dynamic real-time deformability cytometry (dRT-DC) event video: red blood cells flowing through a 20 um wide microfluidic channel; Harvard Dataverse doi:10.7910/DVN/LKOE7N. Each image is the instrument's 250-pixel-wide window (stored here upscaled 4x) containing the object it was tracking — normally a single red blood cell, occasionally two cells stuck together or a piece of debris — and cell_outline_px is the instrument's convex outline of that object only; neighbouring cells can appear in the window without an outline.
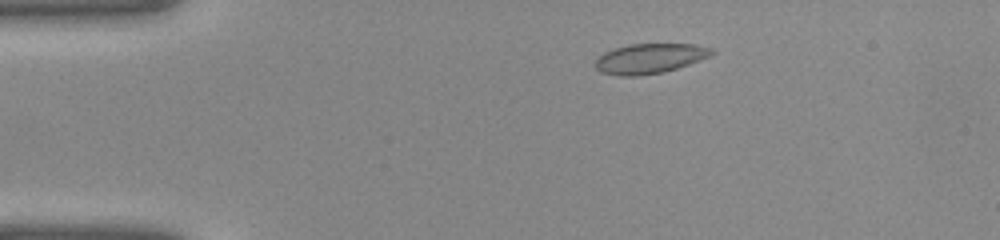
{"species": "common noctule bat (a hibernating species)", "species_latin": "Nyctalus noctula", "temperature_condition": "warm", "stored_images_in_passage": 39, "camera_frame_rate_fps": 3000, "um_per_image_px": 0.085, "animal": {"sex": "female", "body_mass_g": 22.0, "forearm_length_mm": 56.7}, "frame": {"image": 1, "passage_image": 6, "time_ms": 1.667, "image_size_px": [1000, 240], "cell_outline_px": [[716, 52], [708, 56], [688, 64], [664, 72], [636, 76], [620, 76], [600, 72], [596, 68], [596, 60], [604, 52], [628, 44], [692, 44], [712, 48]], "centroid_in_image_um": [55.21, 4.97], "position_along_channel_um": 29.8, "area_um2": 20.06}}
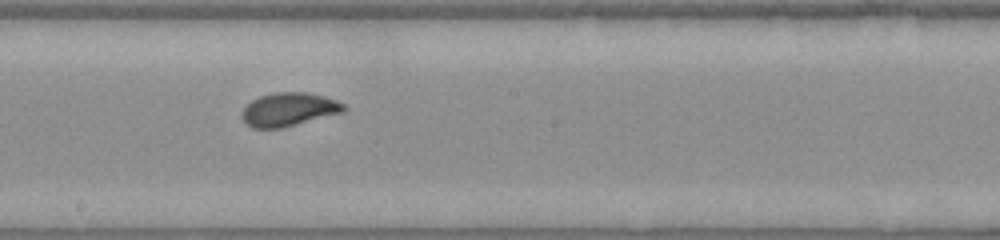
{"frame": {"image": 2, "passage_image": 21, "time_ms": 6.667, "image_size_px": [1000, 240], "cell_outline_px": [[348, 108], [344, 112], [280, 128], [252, 128], [244, 124], [240, 116], [244, 108], [252, 100], [260, 96], [276, 92], [304, 92], [324, 96], [336, 100], [344, 104]], "centroid_in_image_um": [24.53, 9.31], "position_along_channel_um": 223.7, "area_um2": 19.88}}
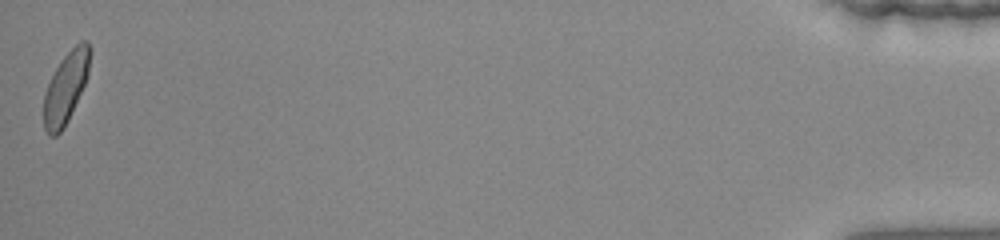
{"frame": {"image": 3, "passage_image": 39, "time_ms": 12.667, "image_size_px": [1000, 240], "cell_outline_px": [[92, 52], [88, 72], [84, 84], [68, 120], [64, 128], [56, 136], [48, 136], [44, 128], [44, 92], [60, 60], [80, 40], [88, 40], [92, 48]], "centroid_in_image_um": [5.61, 7.41], "position_along_channel_um": 429.6, "area_um2": 19.13}}